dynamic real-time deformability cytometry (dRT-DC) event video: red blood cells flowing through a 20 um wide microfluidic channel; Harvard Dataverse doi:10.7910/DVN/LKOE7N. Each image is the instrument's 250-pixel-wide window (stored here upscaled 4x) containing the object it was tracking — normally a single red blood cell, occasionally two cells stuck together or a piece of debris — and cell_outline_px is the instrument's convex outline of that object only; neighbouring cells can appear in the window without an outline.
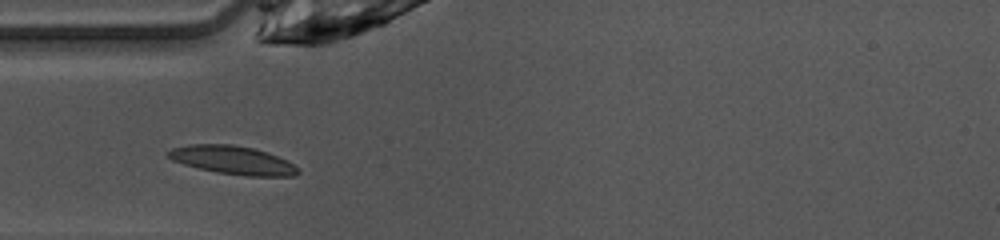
{"species": "common noctule bat (a hibernating species)", "species_latin": "Nyctalus noctula", "temperature_condition": "warm", "stored_images_in_passage": 11, "camera_frame_rate_fps": 3000, "um_per_image_px": 0.085, "animal": {"sex": "female", "body_mass_g": 10.0, "forearm_length_mm": 53.1}, "frame": {"image": 1, "passage_image": 1, "time_ms": 0.0, "image_size_px": [1000, 240], "cell_outline_px": [[300, 172], [296, 176], [244, 176], [216, 172], [184, 164], [172, 160], [164, 152], [172, 148], [188, 144], [232, 144], [252, 148], [268, 152], [300, 168]], "centroid_in_image_um": [19.77, 13.61], "position_along_channel_um": 65.2, "area_um2": 21.5}}